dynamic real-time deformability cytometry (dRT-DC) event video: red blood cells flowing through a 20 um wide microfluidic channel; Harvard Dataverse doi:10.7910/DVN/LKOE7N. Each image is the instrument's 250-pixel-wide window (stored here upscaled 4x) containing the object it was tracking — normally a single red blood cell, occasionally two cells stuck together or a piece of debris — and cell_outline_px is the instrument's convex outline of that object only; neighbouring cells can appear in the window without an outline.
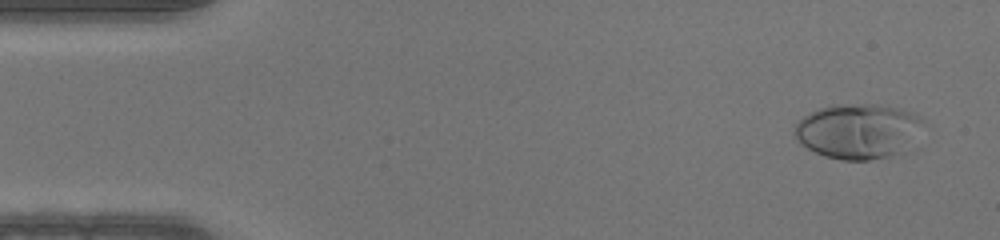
{"species": "human", "species_latin": "Homo sapiens", "temperature_condition": "warm", "stored_images_in_passage": 47, "camera_frame_rate_fps": 3000, "um_per_image_px": 0.085, "donor": {"sex": "male"}, "frame": {"image": 1, "passage_image": 3, "time_ms": 0.667, "image_size_px": [1000, 240], "cell_outline_px": [[924, 120], [900, 152], [888, 156], [868, 160], [840, 160], [824, 156], [800, 144], [792, 132], [796, 124], [804, 116], [820, 108], [832, 104], [876, 104], [900, 108], [912, 112], [920, 116]], "centroid_in_image_um": [72.85, 11.12], "position_along_channel_um": 12.2, "area_um2": 40.63}}
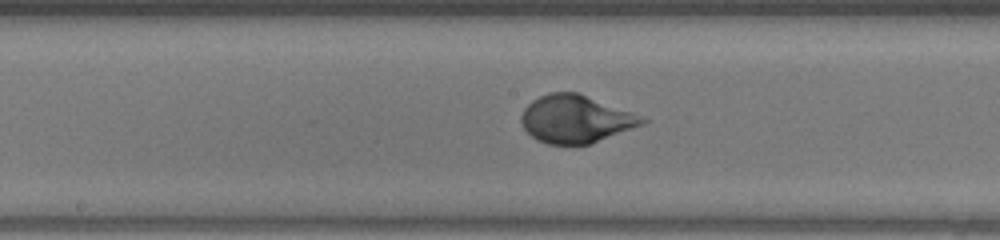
{"frame": {"image": 2, "passage_image": 24, "time_ms": 7.667, "image_size_px": [1000, 240], "cell_outline_px": [[648, 120], [644, 124], [588, 144], [548, 144], [536, 140], [524, 128], [520, 120], [520, 116], [524, 108], [532, 100], [548, 92], [580, 92], [632, 112]], "centroid_in_image_um": [48.9, 10.1], "position_along_channel_um": 199.3, "area_um2": 33.52}}
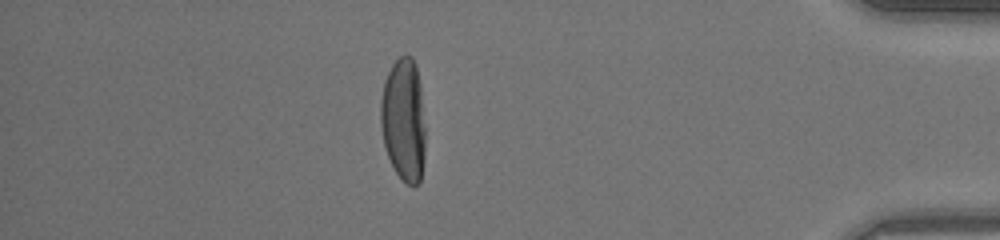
{"frame": {"image": 3, "passage_image": 41, "time_ms": 13.333, "image_size_px": [1000, 240], "cell_outline_px": [[424, 160], [420, 180], [416, 184], [408, 184], [396, 172], [388, 156], [384, 144], [380, 124], [380, 100], [384, 80], [392, 64], [400, 56], [412, 56], [416, 64], [420, 84], [424, 128]], "centroid_in_image_um": [34.29, 10.14], "position_along_channel_um": 400.9, "area_um2": 31.91}}